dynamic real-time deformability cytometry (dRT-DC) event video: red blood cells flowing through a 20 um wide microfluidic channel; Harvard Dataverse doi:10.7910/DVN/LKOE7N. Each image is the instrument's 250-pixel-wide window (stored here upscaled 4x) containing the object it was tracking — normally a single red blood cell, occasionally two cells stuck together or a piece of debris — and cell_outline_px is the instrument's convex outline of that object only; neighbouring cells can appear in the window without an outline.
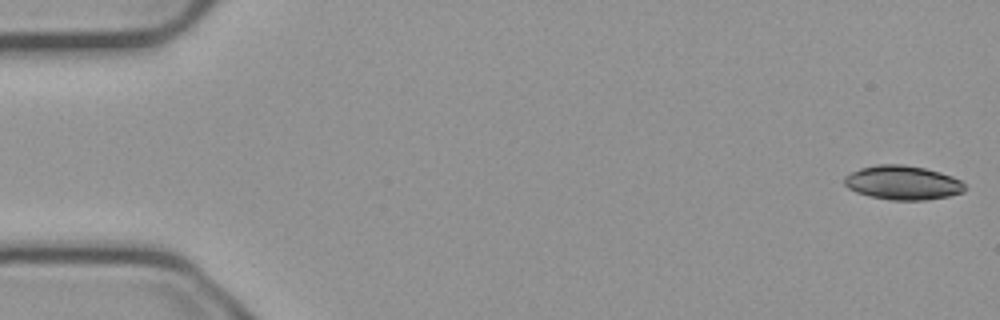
{"species": "common noctule bat (a hibernating species)", "species_latin": "Nyctalus noctula", "temperature_condition": "cold", "stored_images_in_passage": 54, "camera_frame_rate_fps": 3000, "um_per_image_px": 0.085, "animal": {"sex": "male", "body_mass_g": 23.1, "forearm_length_mm": 52.7}, "frame": {"image": 1, "passage_image": 1, "time_ms": 0.0, "image_size_px": [1000, 320], "cell_outline_px": [[968, 188], [964, 192], [948, 196], [924, 200], [892, 200], [872, 196], [856, 192], [848, 188], [844, 184], [844, 176], [860, 168], [876, 164], [904, 164], [924, 168], [940, 172], [952, 176], [960, 180]], "centroid_in_image_um": [76.74, 15.52], "position_along_channel_um": 8.3, "area_um2": 23.99}}
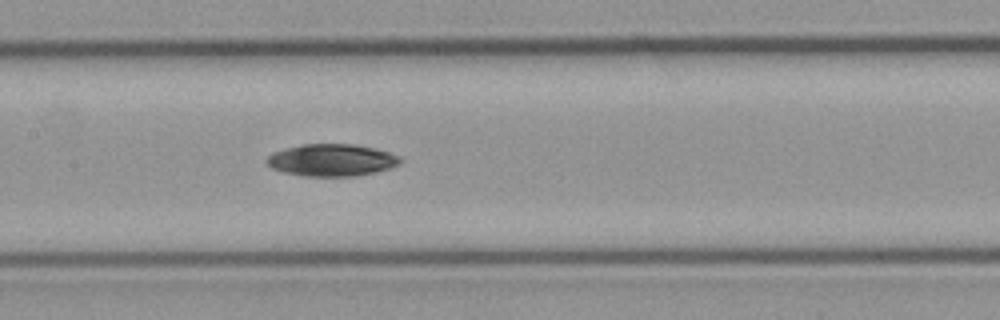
{"frame": {"image": 2, "passage_image": 26, "time_ms": 8.333, "image_size_px": [1000, 320], "cell_outline_px": [[404, 160], [400, 164], [376, 172], [356, 176], [304, 176], [284, 172], [272, 168], [264, 160], [272, 152], [304, 144], [356, 144], [376, 148], [400, 156]], "centroid_in_image_um": [28.22, 13.6], "position_along_channel_um": 179.2, "area_um2": 25.09}}
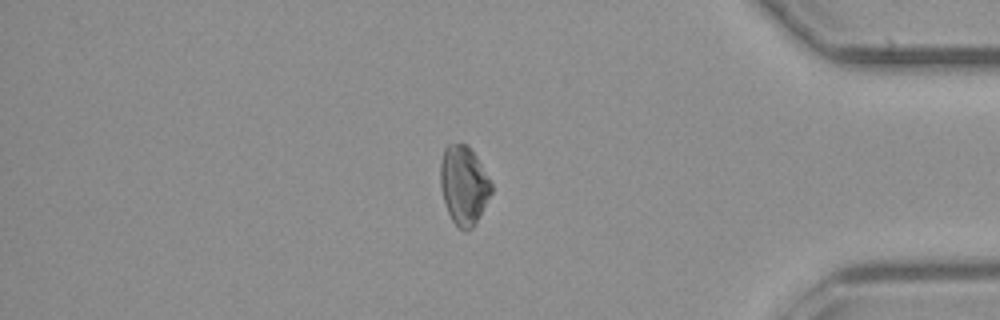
{"frame": {"image": 3, "passage_image": 46, "time_ms": 15.0, "image_size_px": [1000, 320], "cell_outline_px": [[492, 192], [472, 228], [468, 232], [464, 232], [452, 220], [448, 212], [440, 188], [440, 164], [444, 148], [448, 144], [468, 144], [472, 148], [492, 184]], "centroid_in_image_um": [39.41, 15.72], "position_along_channel_um": 395.8, "area_um2": 23.35}, "authors_computed_cell_mechanics": {"area_um2": 24.565, "velocity_mm_per_s": 3.7436, "shape_relaxation_time_tau1_ms": 5.1314, "shape_relaxation_time_tau2_ms": null, "deformation_change_tau1": 0.0905, "deformation_change_tau2": null}}